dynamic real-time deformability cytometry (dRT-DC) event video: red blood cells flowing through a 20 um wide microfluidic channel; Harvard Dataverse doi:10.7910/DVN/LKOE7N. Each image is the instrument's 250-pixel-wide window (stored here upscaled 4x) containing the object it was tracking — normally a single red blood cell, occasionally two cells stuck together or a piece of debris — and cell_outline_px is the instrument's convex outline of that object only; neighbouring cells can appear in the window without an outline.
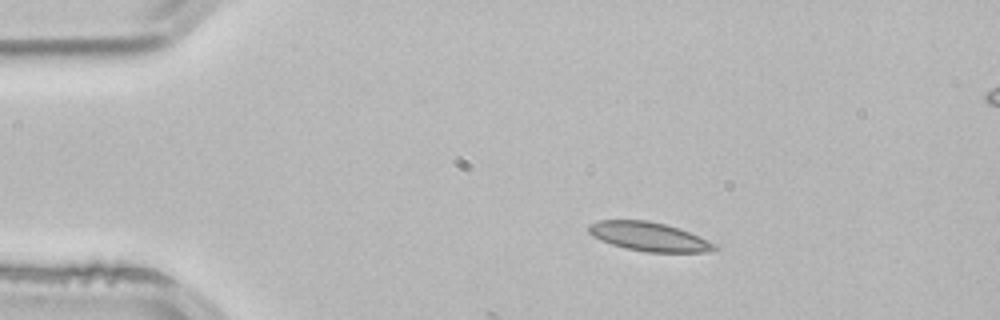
{"species": "common noctule bat (a hibernating species)", "species_latin": "Nyctalus noctula", "temperature_condition": "room temperature", "stored_images_in_passage": 3, "camera_frame_rate_fps": 3000, "um_per_image_px": 0.085, "animal": {"sex": "male", "body_mass_g": 21.5, "forearm_length_mm": 52.0}, "frame": {"image": 1, "passage_image": 1, "time_ms": 0.0, "image_size_px": [1000, 320], "cell_outline_px": [[720, 248], [708, 252], [648, 252], [624, 248], [612, 244], [592, 236], [588, 232], [588, 224], [600, 220], [648, 220], [680, 228], [716, 244]], "centroid_in_image_um": [55.17, 20.11], "position_along_channel_um": 29.8, "area_um2": 21.21}}